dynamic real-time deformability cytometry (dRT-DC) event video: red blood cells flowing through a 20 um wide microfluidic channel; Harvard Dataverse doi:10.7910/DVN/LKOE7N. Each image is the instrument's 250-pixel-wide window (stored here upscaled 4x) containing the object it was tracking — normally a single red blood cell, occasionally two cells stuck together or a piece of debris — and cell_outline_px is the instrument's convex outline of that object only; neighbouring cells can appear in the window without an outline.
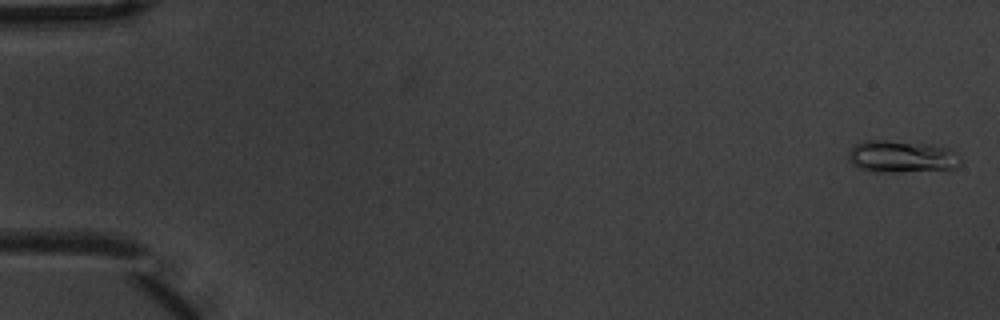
{"species": "common noctule bat (a hibernating species)", "species_latin": "Nyctalus noctula", "temperature_condition": "warm", "stored_images_in_passage": 7, "camera_frame_rate_fps": 3000, "um_per_image_px": 0.085, "animal": {"sex": "male", "body_mass_g": 20.1, "forearm_length_mm": 53.5}, "frame": {"image": 1, "passage_image": 1, "time_ms": 0.0, "image_size_px": [1000, 320], "cell_outline_px": [[960, 164], [956, 168], [892, 172], [868, 172], [856, 168], [848, 160], [848, 152], [856, 144], [868, 140], [884, 140], [932, 144], [948, 148], [956, 152], [960, 160]], "centroid_in_image_um": [76.6, 13.31], "position_along_channel_um": 8.4, "area_um2": 21.1}}
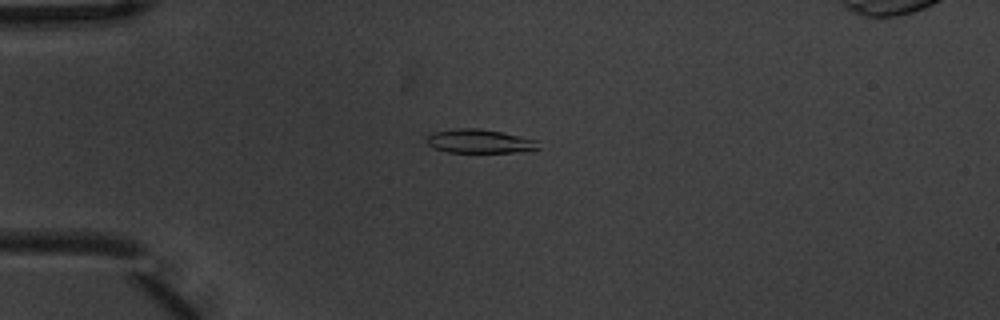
{"frame": {"image": 2, "passage_image": 5, "time_ms": 1.333, "image_size_px": [1000, 320], "cell_outline_px": [[540, 148], [512, 152], [448, 152], [436, 148], [428, 144], [424, 140], [432, 132], [460, 128], [476, 128], [500, 132], [536, 140]], "centroid_in_image_um": [40.7, 12.0], "position_along_channel_um": 44.3, "area_um2": 15.14}}
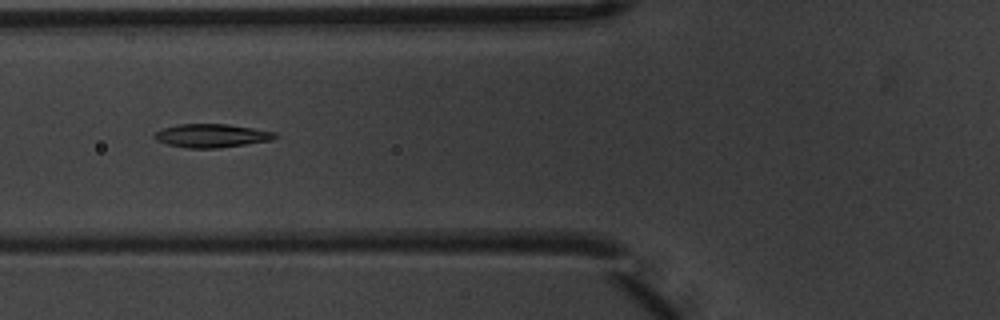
{"frame": {"image": 3, "passage_image": 7, "time_ms": 2.0, "image_size_px": [1000, 320], "cell_outline_px": [[276, 136], [272, 140], [216, 148], [188, 148], [168, 144], [156, 140], [152, 136], [156, 132], [164, 128], [180, 124], [228, 124], [276, 132]], "centroid_in_image_um": [17.97, 11.53], "position_along_channel_um": 107.8, "area_um2": 16.24}}